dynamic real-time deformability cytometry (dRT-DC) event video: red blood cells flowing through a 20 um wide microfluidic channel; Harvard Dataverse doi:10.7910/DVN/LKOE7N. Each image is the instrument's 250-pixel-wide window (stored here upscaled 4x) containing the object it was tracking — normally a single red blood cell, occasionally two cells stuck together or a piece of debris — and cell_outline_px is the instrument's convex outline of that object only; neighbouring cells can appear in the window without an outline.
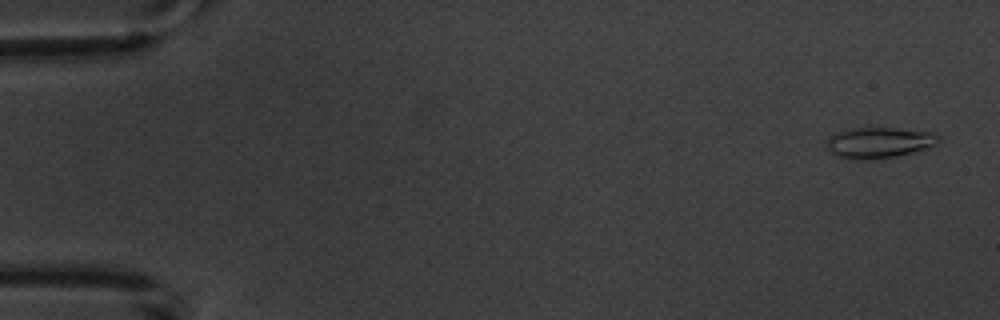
{"species": "common noctule bat (a hibernating species)", "species_latin": "Nyctalus noctula", "temperature_condition": "warm", "stored_images_in_passage": 5, "camera_frame_rate_fps": 3000, "um_per_image_px": 0.085, "animal": {"sex": "male", "body_mass_g": 20.1, "forearm_length_mm": 53.5}, "frame": {"image": 1, "passage_image": 1, "time_ms": 0.0, "image_size_px": [1000, 320], "cell_outline_px": [[940, 140], [936, 144], [928, 148], [912, 152], [892, 156], [864, 160], [860, 160], [836, 156], [824, 144], [828, 136], [836, 132], [852, 128], [892, 128], [928, 132], [940, 136]], "centroid_in_image_um": [74.66, 12.12], "position_along_channel_um": 10.3, "area_um2": 19.88}}